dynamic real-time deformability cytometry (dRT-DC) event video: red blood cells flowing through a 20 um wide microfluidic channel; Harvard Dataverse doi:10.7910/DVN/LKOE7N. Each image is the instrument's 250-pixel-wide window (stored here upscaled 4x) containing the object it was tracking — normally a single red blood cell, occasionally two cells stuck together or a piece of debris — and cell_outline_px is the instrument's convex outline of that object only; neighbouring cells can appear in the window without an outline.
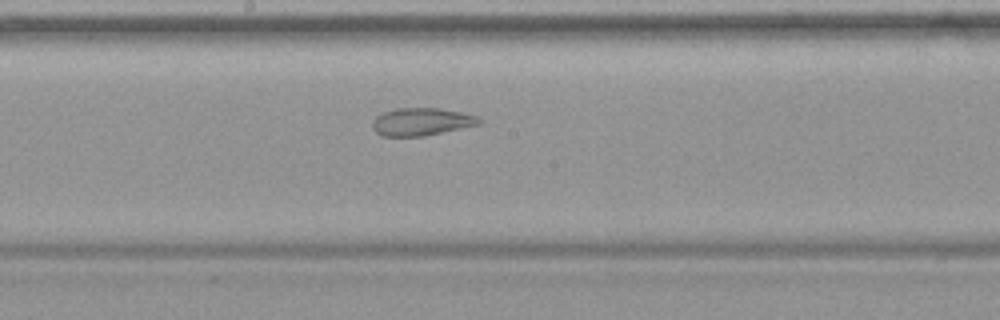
{"species": "common noctule bat (a hibernating species)", "species_latin": "Nyctalus noctula", "temperature_condition": "warm", "stored_images_in_passage": 33, "camera_frame_rate_fps": 3000, "um_per_image_px": 0.085, "animal": {"sex": "female", "body_mass_g": 19.9}, "frame": {"image": 1, "passage_image": 15, "time_ms": 4.667, "image_size_px": [1000, 320], "cell_outline_px": [[484, 120], [480, 124], [424, 136], [380, 136], [372, 128], [372, 120], [380, 112], [396, 108], [440, 108], [460, 112], [476, 116]], "centroid_in_image_um": [35.78, 10.34], "position_along_channel_um": 212.4, "area_um2": 17.34}}
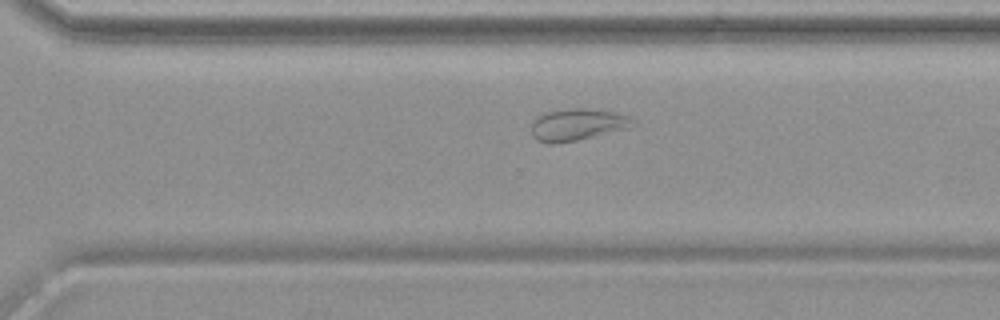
{"frame": {"image": 2, "passage_image": 23, "time_ms": 7.333, "image_size_px": [1000, 320], "cell_outline_px": [[636, 124], [632, 128], [576, 140], [552, 144], [544, 144], [536, 140], [532, 136], [532, 120], [536, 116], [548, 112], [568, 108], [584, 108], [612, 112], [632, 116]], "centroid_in_image_um": [49.09, 10.6], "position_along_channel_um": 321.5, "area_um2": 19.13}}
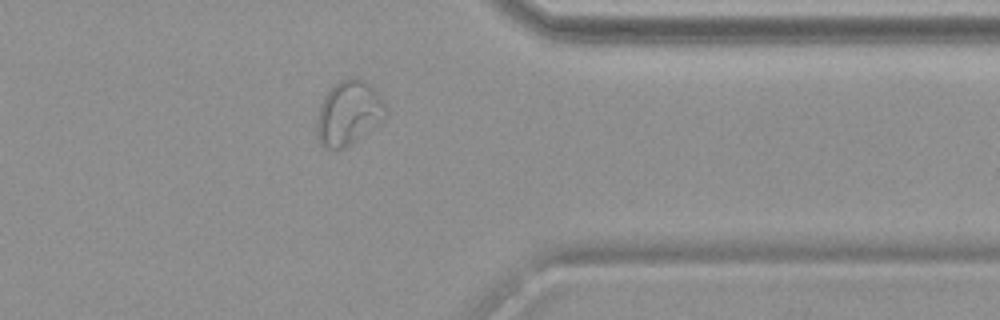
{"frame": {"image": 3, "passage_image": 28, "time_ms": 9.0, "image_size_px": [1000, 320], "cell_outline_px": [[384, 116], [352, 144], [344, 148], [328, 148], [320, 144], [316, 136], [316, 120], [320, 104], [324, 96], [340, 80], [352, 76], [364, 80], [372, 84], [384, 104]], "centroid_in_image_um": [29.57, 9.58], "position_along_channel_um": 381.8, "area_um2": 25.37}}